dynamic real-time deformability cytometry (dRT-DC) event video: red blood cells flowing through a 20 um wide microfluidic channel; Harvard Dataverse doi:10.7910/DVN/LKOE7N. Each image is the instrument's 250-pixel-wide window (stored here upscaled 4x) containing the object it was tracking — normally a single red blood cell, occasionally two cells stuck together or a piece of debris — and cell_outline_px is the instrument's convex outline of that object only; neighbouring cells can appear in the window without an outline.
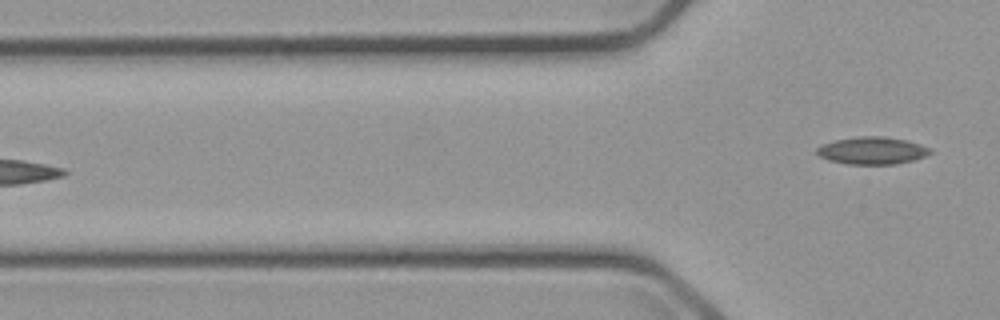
{"species": "common noctule bat (a hibernating species)", "species_latin": "Nyctalus noctula", "temperature_condition": "cold", "stored_images_in_passage": 6, "camera_frame_rate_fps": 3000, "um_per_image_px": 0.085, "animal": {"sex": "male", "body_mass_g": 23.1, "forearm_length_mm": 52.7}, "frame": {"image": 1, "passage_image": 6, "time_ms": 7.0, "image_size_px": [1000, 320], "cell_outline_px": [[932, 152], [924, 156], [912, 160], [896, 164], [848, 164], [828, 160], [820, 156], [816, 152], [816, 148], [824, 144], [836, 140], [856, 136], [884, 136], [908, 140], [932, 148]], "centroid_in_image_um": [74.15, 12.79], "position_along_channel_um": 51.6, "area_um2": 18.09}}